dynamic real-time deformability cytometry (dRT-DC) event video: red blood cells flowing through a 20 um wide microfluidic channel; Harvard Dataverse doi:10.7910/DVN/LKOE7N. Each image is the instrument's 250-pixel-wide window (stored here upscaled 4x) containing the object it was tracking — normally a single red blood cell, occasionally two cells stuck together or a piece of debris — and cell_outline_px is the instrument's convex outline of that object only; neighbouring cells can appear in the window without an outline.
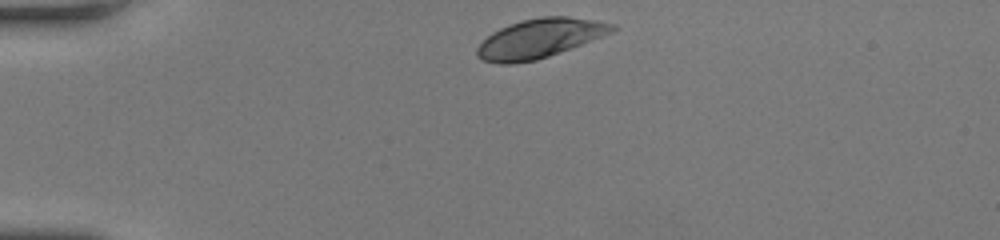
{"species": "human", "species_latin": "Homo sapiens", "temperature_condition": "room temperature", "stored_images_in_passage": 32, "camera_frame_rate_fps": 3000, "um_per_image_px": 0.085, "donor": {"sex": "female"}, "frame": {"image": 1, "passage_image": 1, "time_ms": 0.0, "image_size_px": [1000, 240], "cell_outline_px": [[616, 28], [612, 32], [548, 56], [536, 60], [512, 64], [500, 64], [484, 60], [476, 56], [476, 48], [492, 32], [508, 24], [540, 16], [568, 16], [596, 20], [616, 24]], "centroid_in_image_um": [45.85, 3.25], "position_along_channel_um": 39.1, "area_um2": 30.52}}
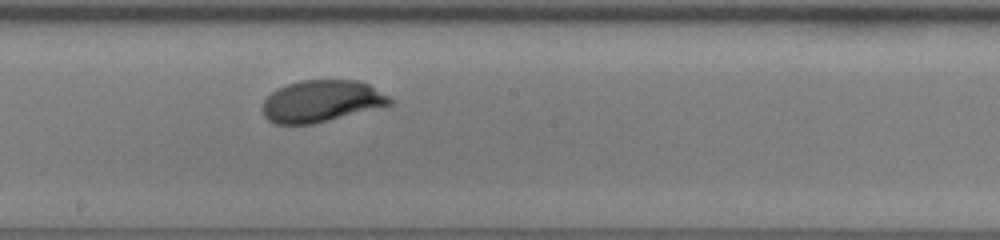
{"frame": {"image": 2, "passage_image": 18, "time_ms": 5.667, "image_size_px": [1000, 240], "cell_outline_px": [[396, 100], [392, 104], [384, 108], [312, 124], [276, 124], [268, 120], [264, 116], [260, 108], [264, 100], [276, 88], [300, 80], [356, 80], [368, 84]], "centroid_in_image_um": [27.36, 8.61], "position_along_channel_um": 220.8, "area_um2": 31.56}}
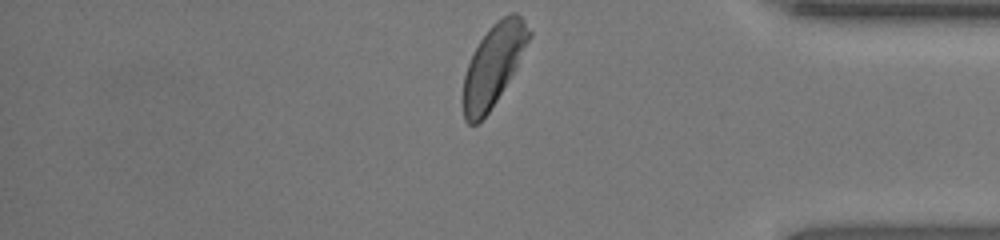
{"frame": {"image": 3, "passage_image": 32, "time_ms": 10.333, "image_size_px": [1000, 240], "cell_outline_px": [[532, 36], [516, 68], [496, 100], [488, 112], [476, 124], [468, 124], [464, 120], [464, 76], [468, 64], [480, 40], [492, 24], [496, 20], [512, 12], [516, 12], [524, 20], [532, 32]], "centroid_in_image_um": [41.97, 5.49], "position_along_channel_um": 393.2, "area_um2": 30.63}, "authors_computed_cell_mechanics": {"area_um2": 30.8652, "velocity_mm_per_s": 4.095, "shape_relaxation_time_tau1_ms": 1.6326, "shape_relaxation_time_tau2_ms": null, "deformation_change_tau1": 0.1329, "deformation_change_tau2": null}}